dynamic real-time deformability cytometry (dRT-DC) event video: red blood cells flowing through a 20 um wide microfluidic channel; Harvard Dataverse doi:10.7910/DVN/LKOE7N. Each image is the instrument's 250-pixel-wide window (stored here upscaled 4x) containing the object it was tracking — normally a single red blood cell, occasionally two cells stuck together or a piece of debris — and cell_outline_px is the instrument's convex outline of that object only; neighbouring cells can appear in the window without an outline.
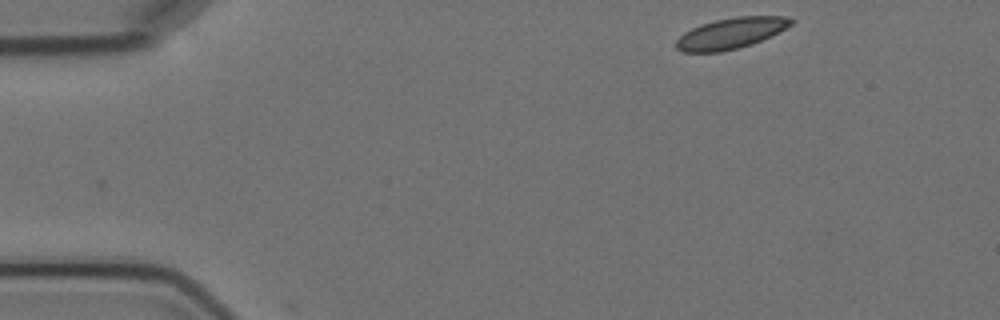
{"species": "Egyptian fruit bat (a non-hibernating species)", "species_latin": "Rousettus aegyptiacus", "temperature_condition": "cold", "stored_images_in_passage": 8, "camera_frame_rate_fps": 3000, "um_per_image_px": 0.085, "animal": {"sex": "female"}, "frame": {"image": 1, "passage_image": 1, "time_ms": 0.0, "image_size_px": [1000, 320], "cell_outline_px": [[796, 20], [792, 24], [752, 44], [720, 52], [684, 52], [676, 48], [676, 40], [684, 32], [700, 24], [716, 20], [736, 16], [792, 16]], "centroid_in_image_um": [62.12, 2.81], "position_along_channel_um": 22.9, "area_um2": 20.52}}
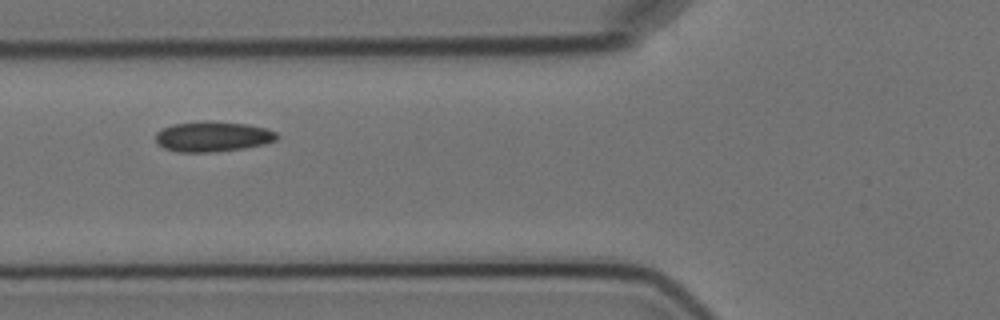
{"frame": {"image": 2, "passage_image": 5, "time_ms": 4.667, "image_size_px": [1000, 320], "cell_outline_px": [[280, 136], [276, 140], [264, 144], [244, 148], [212, 152], [176, 152], [164, 148], [156, 140], [156, 132], [160, 128], [172, 124], [248, 124], [264, 128], [276, 132]], "centroid_in_image_um": [18.08, 11.66], "position_along_channel_um": 107.7, "area_um2": 20.46}}
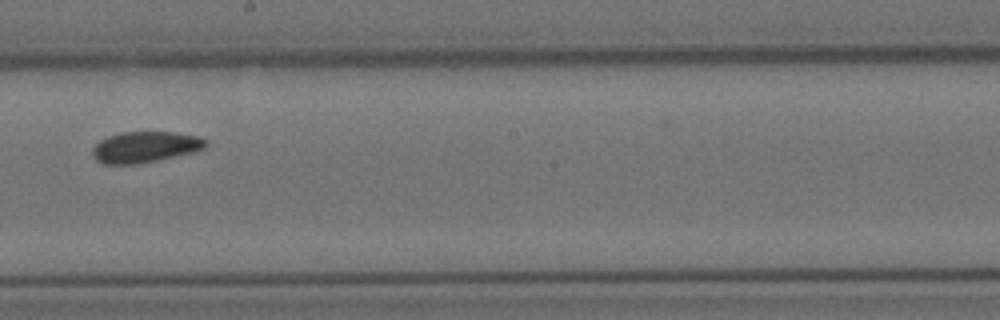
{"frame": {"image": 3, "passage_image": 8, "time_ms": 8.333, "image_size_px": [1000, 320], "cell_outline_px": [[208, 144], [204, 148], [192, 152], [156, 160], [136, 164], [104, 164], [96, 160], [92, 156], [92, 148], [100, 140], [108, 136], [120, 132], [172, 132], [196, 136], [208, 140]], "centroid_in_image_um": [12.3, 12.49], "position_along_channel_um": 235.9, "area_um2": 20.35}}